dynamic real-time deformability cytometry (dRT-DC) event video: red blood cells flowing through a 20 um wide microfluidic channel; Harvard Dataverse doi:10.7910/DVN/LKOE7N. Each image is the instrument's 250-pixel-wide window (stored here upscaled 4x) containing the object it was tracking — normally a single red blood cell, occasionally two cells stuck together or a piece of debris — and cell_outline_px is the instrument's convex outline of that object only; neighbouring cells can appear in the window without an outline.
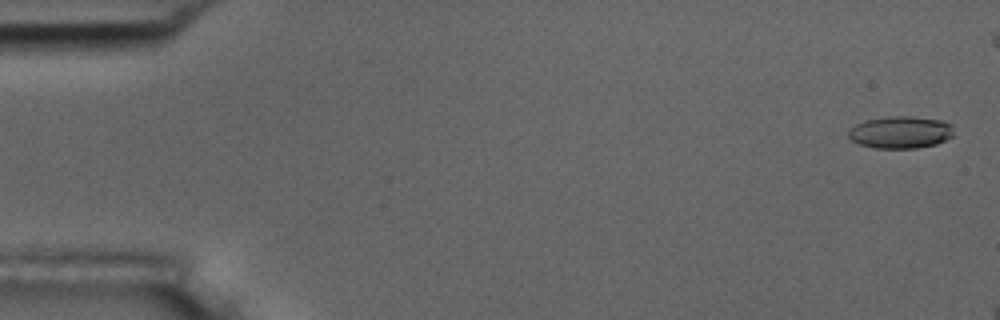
{"species": "common noctule bat (a hibernating species)", "species_latin": "Nyctalus noctula", "temperature_condition": "room temperature", "stored_images_in_passage": 3, "camera_frame_rate_fps": 3000, "um_per_image_px": 0.085, "animal": {"sex": "male", "body_mass_g": 17.5, "forearm_length_mm": 52.3}, "frame": {"image": 1, "passage_image": 1, "time_ms": 0.0, "image_size_px": [1000, 320], "cell_outline_px": [[952, 136], [936, 144], [916, 148], [876, 148], [860, 144], [852, 140], [848, 136], [848, 128], [864, 120], [888, 116], [912, 116], [944, 120], [952, 124]], "centroid_in_image_um": [76.53, 11.22], "position_along_channel_um": 8.5, "area_um2": 19.88}}